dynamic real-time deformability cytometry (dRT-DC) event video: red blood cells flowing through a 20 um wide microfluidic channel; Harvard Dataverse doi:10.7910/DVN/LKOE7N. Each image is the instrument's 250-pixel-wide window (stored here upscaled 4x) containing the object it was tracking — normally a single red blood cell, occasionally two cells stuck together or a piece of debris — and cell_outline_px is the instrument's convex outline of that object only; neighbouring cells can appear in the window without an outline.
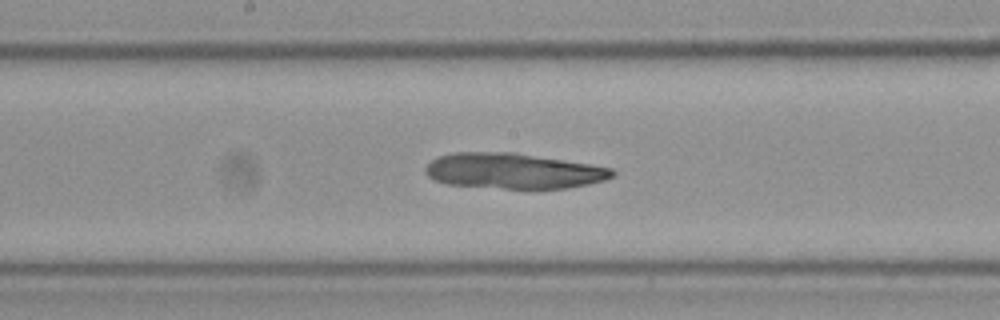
{"species": "Egyptian fruit bat (a non-hibernating species)", "species_latin": "Rousettus aegyptiacus", "temperature_condition": "cold", "stored_images_in_passage": 53, "camera_frame_rate_fps": 3000, "um_per_image_px": 0.085, "frame": {"image": 1, "passage_image": 26, "time_ms": 8.333, "image_size_px": [1000, 320], "cell_outline_px": [[616, 172], [612, 176], [604, 180], [588, 184], [568, 188], [504, 188], [448, 184], [436, 180], [428, 176], [424, 172], [424, 168], [432, 160], [440, 156], [452, 152], [516, 152], [612, 168]], "centroid_in_image_um": [43.62, 14.52], "position_along_channel_um": 204.6, "area_um2": 38.38}}